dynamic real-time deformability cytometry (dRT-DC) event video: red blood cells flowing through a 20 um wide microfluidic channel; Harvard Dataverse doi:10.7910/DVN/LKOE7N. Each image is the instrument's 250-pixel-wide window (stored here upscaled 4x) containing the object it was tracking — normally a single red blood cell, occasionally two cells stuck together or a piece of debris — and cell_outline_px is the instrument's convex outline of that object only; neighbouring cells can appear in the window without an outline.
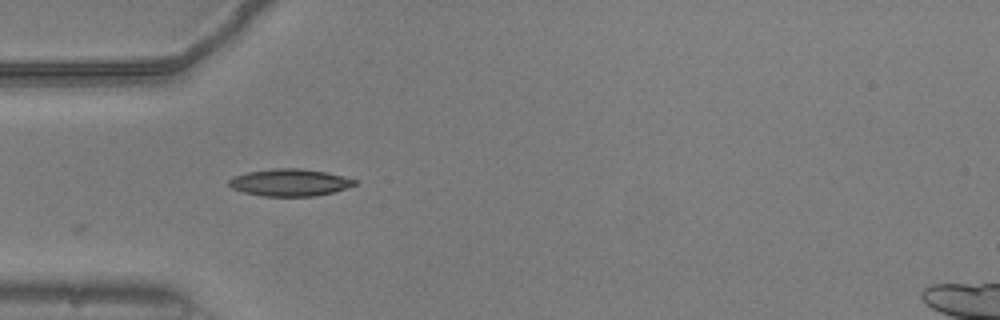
{"species": "common noctule bat (a hibernating species)", "species_latin": "Nyctalus noctula", "temperature_condition": "warm", "stored_images_in_passage": 29, "camera_frame_rate_fps": 3000, "um_per_image_px": 0.085, "animal": {"sex": "male", "body_mass_g": 20.5, "forearm_length_mm": 52.5}, "frame": {"image": 1, "passage_image": 1, "time_ms": 0.0, "image_size_px": [1000, 320], "cell_outline_px": [[360, 184], [332, 192], [316, 196], [264, 196], [244, 192], [232, 188], [228, 184], [228, 180], [232, 176], [248, 172], [272, 168], [300, 168], [328, 172], [360, 180]], "centroid_in_image_um": [24.68, 15.5], "position_along_channel_um": 60.3, "area_um2": 20.17}}
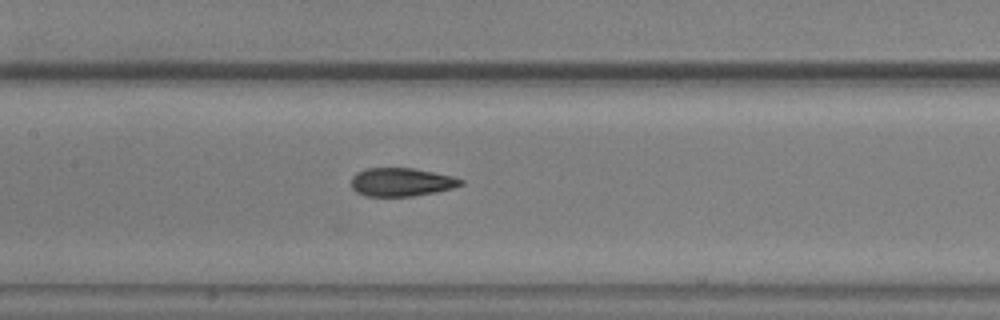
{"frame": {"image": 2, "passage_image": 10, "time_ms": 3.0, "image_size_px": [1000, 320], "cell_outline_px": [[464, 184], [452, 188], [436, 192], [412, 196], [364, 196], [356, 192], [352, 188], [352, 176], [356, 172], [364, 168], [412, 168], [452, 176], [464, 180]], "centroid_in_image_um": [34.09, 15.48], "position_along_channel_um": 173.3, "area_um2": 18.15}}
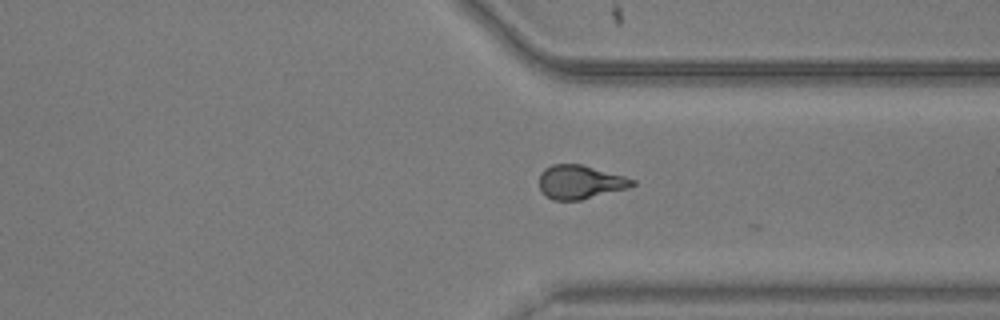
{"frame": {"image": 3, "passage_image": 25, "time_ms": 8.0, "image_size_px": [1000, 320], "cell_outline_px": [[636, 184], [628, 188], [580, 200], [552, 200], [540, 188], [540, 172], [544, 168], [552, 164], [580, 164], [624, 176], [636, 180]], "centroid_in_image_um": [49.31, 15.47], "position_along_channel_um": 362.1, "area_um2": 18.15}, "authors_computed_cell_mechanics": {"area_um2": 18.3226, "velocity_mm_per_s": 3.7893, "shape_relaxation_time_tau1_ms": 9.3444, "shape_relaxation_time_tau2_ms": 1.1604, "deformation_change_tau1": 0.2418, "deformation_change_tau2": 0.0811}}